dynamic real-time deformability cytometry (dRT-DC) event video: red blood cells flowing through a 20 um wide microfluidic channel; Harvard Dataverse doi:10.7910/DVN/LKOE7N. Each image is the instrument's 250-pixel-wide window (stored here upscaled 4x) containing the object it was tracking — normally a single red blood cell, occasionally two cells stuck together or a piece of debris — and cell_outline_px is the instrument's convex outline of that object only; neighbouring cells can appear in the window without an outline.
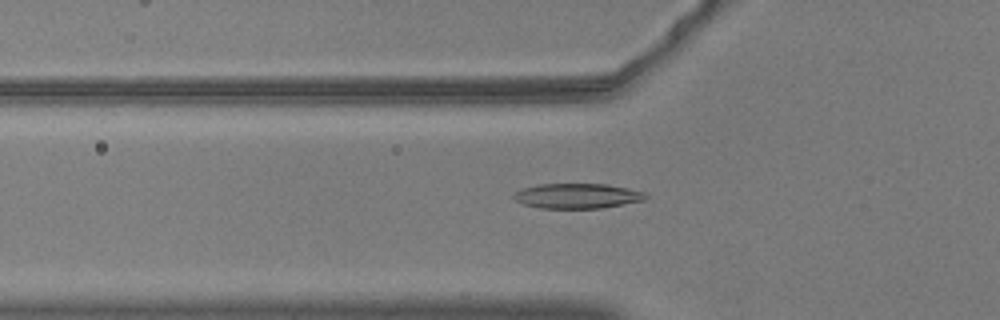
{"species": "common noctule bat (a hibernating species)", "species_latin": "Nyctalus noctula", "temperature_condition": "warm", "stored_images_in_passage": 40, "camera_frame_rate_fps": 3000, "um_per_image_px": 0.085, "animal": {"sex": "male", "body_mass_g": 20.5, "forearm_length_mm": 52.5}, "frame": {"image": 1, "passage_image": 4, "time_ms": 1.0, "image_size_px": [1000, 320], "cell_outline_px": [[648, 196], [644, 200], [600, 208], [540, 208], [524, 204], [516, 200], [512, 196], [512, 192], [524, 188], [540, 184], [604, 184], [644, 192]], "centroid_in_image_um": [49.02, 16.65], "position_along_channel_um": 76.8, "area_um2": 18.96}}
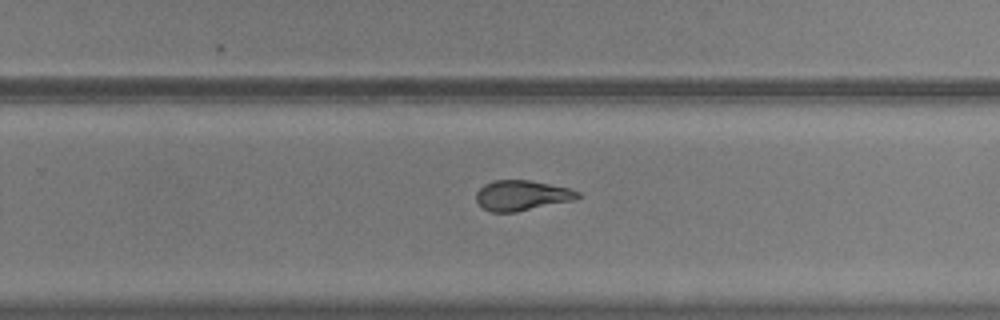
{"frame": {"image": 2, "passage_image": 21, "time_ms": 6.667, "image_size_px": [1000, 320], "cell_outline_px": [[584, 196], [576, 200], [516, 212], [492, 212], [484, 208], [476, 200], [476, 192], [484, 184], [492, 180], [528, 180], [568, 188], [580, 192]], "centroid_in_image_um": [44.39, 16.61], "position_along_channel_um": 285.4, "area_um2": 17.98}}
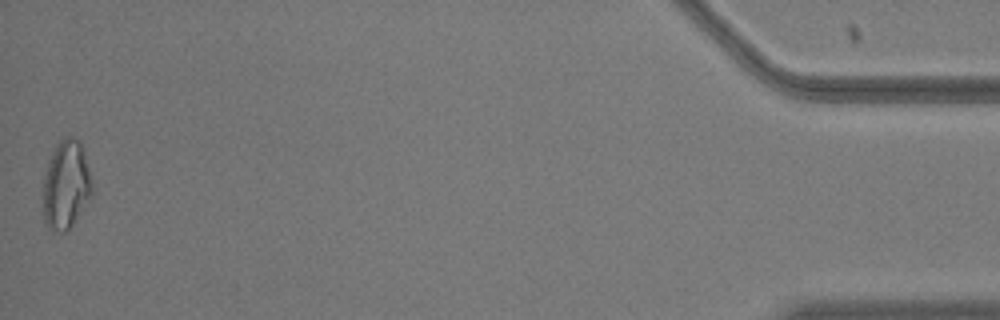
{"frame": {"image": 3, "passage_image": 40, "time_ms": 13.0, "image_size_px": [1000, 320], "cell_outline_px": [[92, 196], [72, 224], [64, 232], [52, 232], [48, 228], [44, 220], [44, 180], [48, 160], [56, 144], [64, 136], [72, 136], [80, 140], [92, 184]], "centroid_in_image_um": [5.61, 15.7], "position_along_channel_um": 429.6, "area_um2": 25.09}, "authors_computed_cell_mechanics": {"area_um2": 18.6983, "velocity_mm_per_s": 3.6741, "shape_relaxation_time_tau1_ms": 5.9719, "shape_relaxation_time_tau2_ms": 2.4278, "deformation_change_tau1": 0.1964, "deformation_change_tau2": 0.0992}}